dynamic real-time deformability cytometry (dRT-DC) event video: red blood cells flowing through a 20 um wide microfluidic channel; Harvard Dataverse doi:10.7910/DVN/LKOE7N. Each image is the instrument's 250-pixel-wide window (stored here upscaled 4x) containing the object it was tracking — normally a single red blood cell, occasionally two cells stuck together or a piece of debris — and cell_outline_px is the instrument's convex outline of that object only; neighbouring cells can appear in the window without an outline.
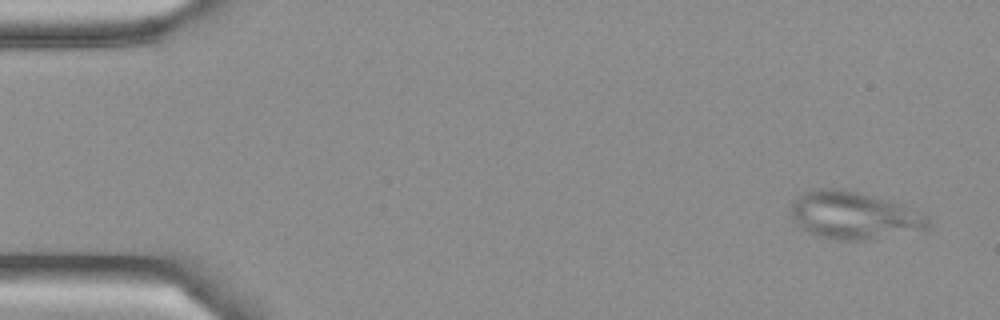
{"species": "Egyptian fruit bat (a non-hibernating species)", "species_latin": "Rousettus aegyptiacus", "temperature_condition": "cold", "stored_images_in_passage": 6, "camera_frame_rate_fps": 3000, "um_per_image_px": 0.085, "frame": {"image": 1, "passage_image": 1, "time_ms": 0.0, "image_size_px": [1000, 320], "cell_outline_px": [[932, 224], [928, 228], [868, 240], [832, 240], [816, 236], [800, 228], [796, 224], [788, 212], [792, 200], [804, 192], [812, 188], [840, 188], [892, 200], [924, 212], [928, 216]], "centroid_in_image_um": [72.55, 18.29], "position_along_channel_um": 12.4, "area_um2": 38.84}}